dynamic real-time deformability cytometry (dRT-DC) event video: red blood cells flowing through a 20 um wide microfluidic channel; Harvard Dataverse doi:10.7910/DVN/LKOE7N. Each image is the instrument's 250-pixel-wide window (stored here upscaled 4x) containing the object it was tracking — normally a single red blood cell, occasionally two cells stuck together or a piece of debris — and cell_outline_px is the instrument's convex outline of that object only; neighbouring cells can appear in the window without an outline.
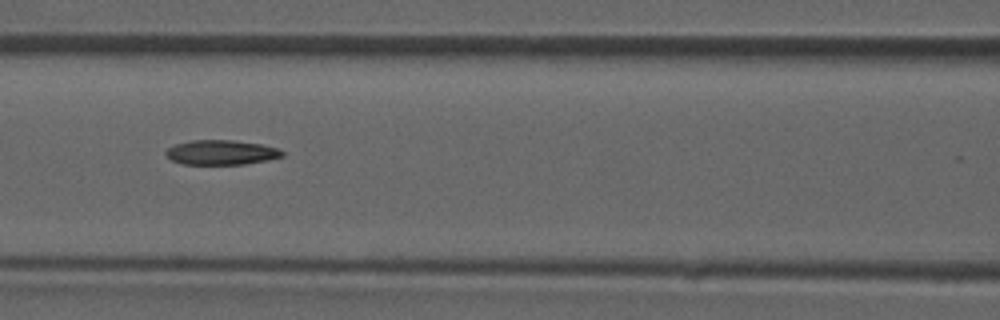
{"species": "common noctule bat (a hibernating species)", "species_latin": "Nyctalus noctula", "temperature_condition": "room temperature", "stored_images_in_passage": 21, "camera_frame_rate_fps": 3000, "um_per_image_px": 0.085, "animal": {"sex": "male", "forearm_length_mm": 52.5}, "frame": {"image": 1, "passage_image": 17, "time_ms": 5.333, "image_size_px": [1000, 320], "cell_outline_px": [[284, 156], [268, 160], [244, 164], [184, 164], [172, 160], [164, 152], [168, 148], [176, 144], [192, 140], [232, 140], [260, 144], [276, 148], [284, 152]], "centroid_in_image_um": [18.81, 12.95], "position_along_channel_um": 147.8, "area_um2": 16.59}}
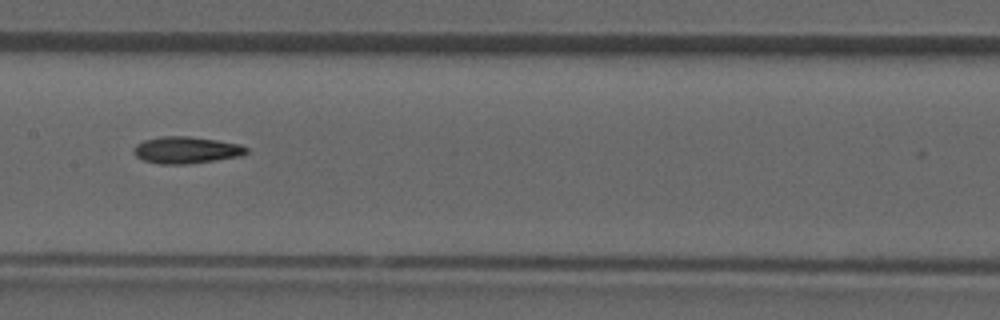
{"frame": {"image": 2, "passage_image": 20, "time_ms": 6.333, "image_size_px": [1000, 320], "cell_outline_px": [[248, 152], [244, 156], [188, 164], [156, 164], [144, 160], [136, 156], [132, 148], [136, 144], [144, 140], [160, 136], [188, 136], [216, 140], [240, 144], [248, 148]], "centroid_in_image_um": [15.84, 12.76], "position_along_channel_um": 191.6, "area_um2": 17.8}}